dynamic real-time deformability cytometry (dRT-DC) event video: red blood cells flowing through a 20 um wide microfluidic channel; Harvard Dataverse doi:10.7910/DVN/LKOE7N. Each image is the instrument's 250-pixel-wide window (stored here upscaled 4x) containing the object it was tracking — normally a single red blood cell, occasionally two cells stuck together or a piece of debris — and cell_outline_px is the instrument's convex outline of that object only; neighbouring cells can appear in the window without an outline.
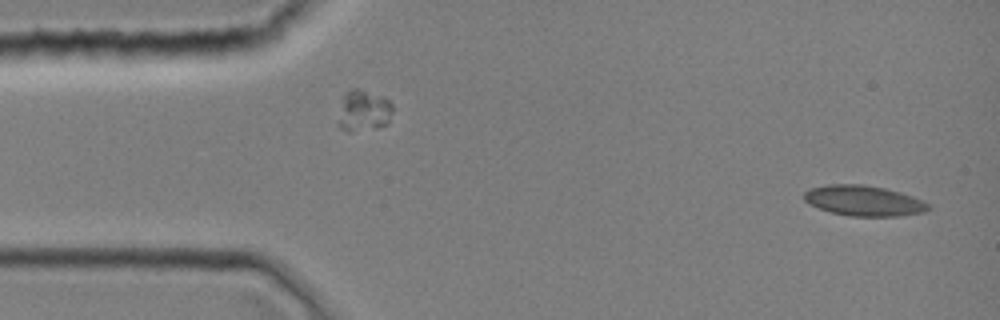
{"species": "common noctule bat (a hibernating species)", "species_latin": "Nyctalus noctula", "temperature_condition": "room temperature", "stored_images_in_passage": 29, "camera_frame_rate_fps": 3000, "um_per_image_px": 0.085, "animal": {"sex": "female", "body_mass_g": 19.0, "forearm_length_mm": 51.5}, "frame": {"image": 1, "passage_image": 1, "time_ms": 0.0, "image_size_px": [1000, 320], "cell_outline_px": [[932, 208], [924, 212], [896, 216], [848, 216], [832, 212], [808, 204], [804, 200], [804, 192], [812, 188], [828, 184], [864, 184], [884, 188], [900, 192], [912, 196], [928, 204]], "centroid_in_image_um": [73.41, 17.06], "position_along_channel_um": 11.6, "area_um2": 21.91}}
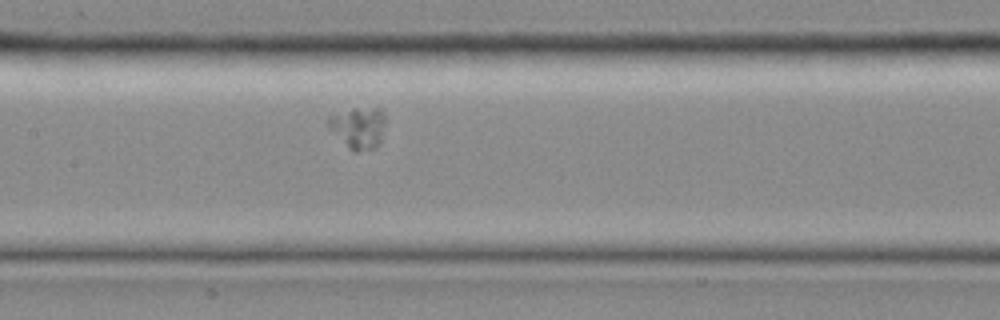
{"frame": {"image": 2, "passage_image": 9, "time_ms": 2.667, "image_size_px": [1000, 320], "cell_outline_px": [[384, 124], [380, 144], [376, 148], [356, 152], [352, 152], [328, 128], [328, 116], [352, 108], [384, 108]], "centroid_in_image_um": [30.47, 10.86], "position_along_channel_um": 176.9, "area_um2": 14.05}}
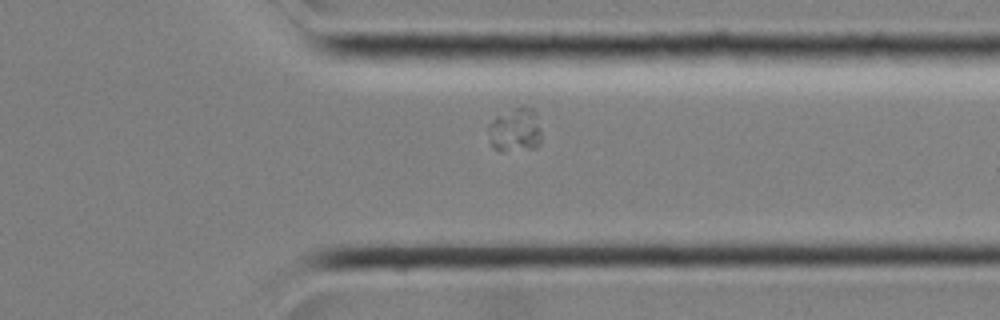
{"frame": {"image": 3, "passage_image": 21, "time_ms": 6.667, "image_size_px": [1000, 320], "cell_outline_px": [[540, 144], [536, 148], [500, 152], [492, 148], [488, 140], [488, 124], [492, 120], [516, 108], [532, 108], [540, 132]], "centroid_in_image_um": [43.73, 11.14], "position_along_channel_um": 367.7, "area_um2": 13.35}}